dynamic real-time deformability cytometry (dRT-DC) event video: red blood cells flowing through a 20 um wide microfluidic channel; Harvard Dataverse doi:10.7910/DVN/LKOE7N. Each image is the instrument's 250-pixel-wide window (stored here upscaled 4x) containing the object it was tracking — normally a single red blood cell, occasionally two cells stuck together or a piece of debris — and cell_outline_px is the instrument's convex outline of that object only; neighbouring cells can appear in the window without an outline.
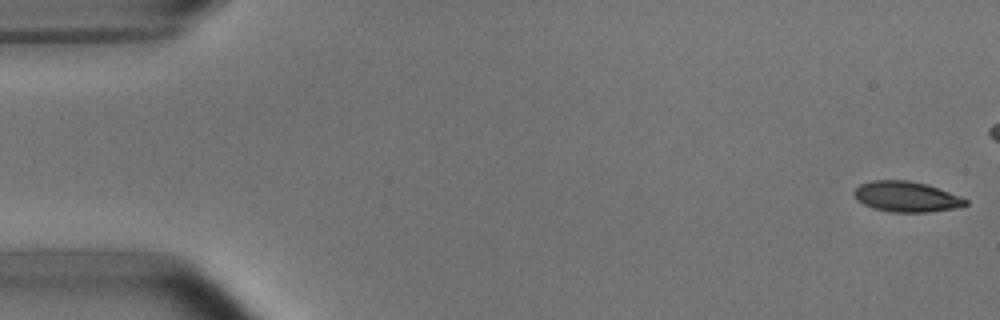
{"species": "common noctule bat (a hibernating species)", "species_latin": "Nyctalus noctula", "temperature_condition": "room temperature", "stored_images_in_passage": 7, "segment_of_instrument_passage": [1, 2], "camera_frame_rate_fps": 3000, "um_per_image_px": 0.085, "animal": {"sex": "male", "body_mass_g": 15.6}, "frame": {"image": 1, "passage_image": 1, "time_ms": 0.0, "image_size_px": [1000, 320], "cell_outline_px": [[968, 204], [956, 208], [928, 212], [892, 212], [872, 208], [856, 200], [852, 192], [860, 184], [872, 180], [908, 180], [928, 184], [960, 196], [968, 200]], "centroid_in_image_um": [77.03, 16.71], "position_along_channel_um": 8.0, "area_um2": 19.94}}
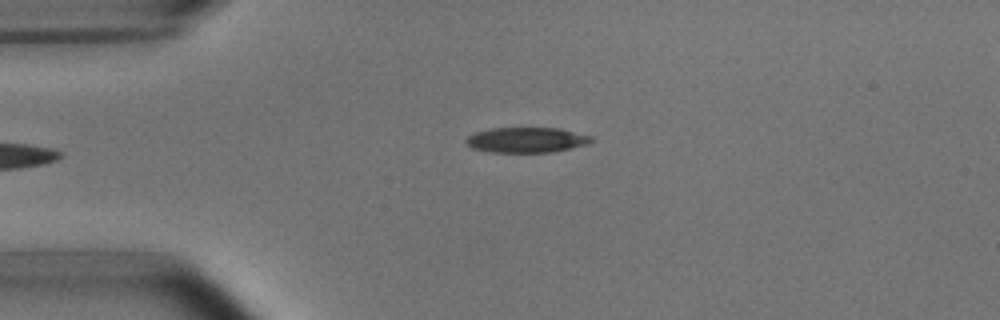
{"frame": {"image": 2, "passage_image": 5, "time_ms": 5.667, "image_size_px": [1000, 320], "cell_outline_px": [[596, 140], [588, 144], [572, 148], [552, 152], [488, 152], [472, 148], [464, 140], [468, 136], [476, 132], [488, 128], [560, 128], [592, 136]], "centroid_in_image_um": [44.78, 11.89], "position_along_channel_um": 40.2, "area_um2": 18.61}}